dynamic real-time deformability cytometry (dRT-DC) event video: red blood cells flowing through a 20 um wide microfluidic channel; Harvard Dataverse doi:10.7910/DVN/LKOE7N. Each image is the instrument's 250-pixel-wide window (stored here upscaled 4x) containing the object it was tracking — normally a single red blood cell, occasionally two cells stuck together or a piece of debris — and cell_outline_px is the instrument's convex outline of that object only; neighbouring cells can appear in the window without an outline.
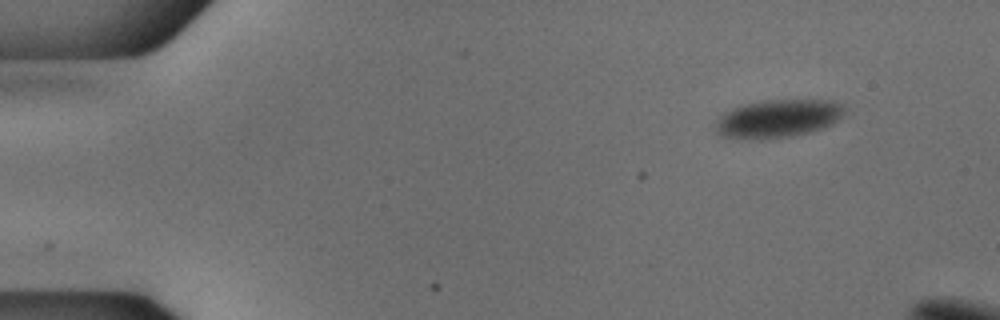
{"species": "common noctule bat (a hibernating species)", "species_latin": "Nyctalus noctula", "temperature_condition": "cold", "stored_images_in_passage": 10, "camera_frame_rate_fps": 3000, "um_per_image_px": 0.085, "animal": {"sex": "male", "body_mass_g": 18.8}, "frame": {"image": 1, "passage_image": 1, "time_ms": 0.0, "image_size_px": [1000, 320], "cell_outline_px": [[844, 112], [832, 124], [824, 128], [792, 136], [764, 140], [732, 140], [720, 136], [716, 132], [712, 124], [724, 112], [744, 104], [764, 100], [836, 100], [844, 104]], "centroid_in_image_um": [66.05, 10.11], "position_along_channel_um": 19.0, "area_um2": 29.36}}